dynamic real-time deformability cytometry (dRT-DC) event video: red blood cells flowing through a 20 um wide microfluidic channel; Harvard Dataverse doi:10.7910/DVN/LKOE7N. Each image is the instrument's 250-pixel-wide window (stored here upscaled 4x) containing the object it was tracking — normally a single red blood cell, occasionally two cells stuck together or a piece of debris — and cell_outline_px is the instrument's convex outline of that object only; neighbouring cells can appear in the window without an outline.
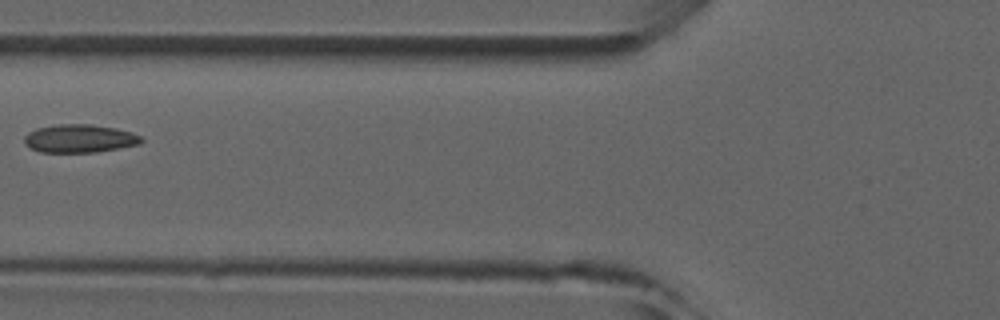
{"species": "common noctule bat (a hibernating species)", "species_latin": "Nyctalus noctula", "temperature_condition": "room temperature", "stored_images_in_passage": 6, "camera_frame_rate_fps": 3000, "um_per_image_px": 0.085, "animal": {"sex": "male", "forearm_length_mm": 52.5}, "frame": {"image": 1, "passage_image": 5, "time_ms": 4.667, "image_size_px": [1000, 320], "cell_outline_px": [[144, 140], [140, 144], [96, 152], [40, 152], [28, 148], [24, 144], [24, 136], [28, 132], [36, 128], [56, 124], [92, 124], [116, 128], [132, 132], [140, 136]], "centroid_in_image_um": [6.73, 11.77], "position_along_channel_um": 119.1, "area_um2": 19.42}}
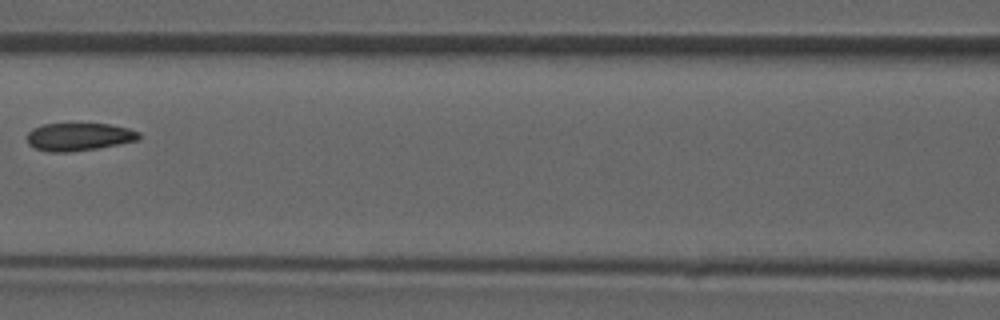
{"frame": {"image": 2, "passage_image": 6, "time_ms": 5.667, "image_size_px": [1000, 320], "cell_outline_px": [[140, 140], [100, 148], [68, 152], [48, 152], [36, 148], [28, 144], [28, 132], [32, 128], [40, 124], [108, 124], [128, 128], [140, 132]], "centroid_in_image_um": [6.72, 11.63], "position_along_channel_um": 159.9, "area_um2": 18.26}}